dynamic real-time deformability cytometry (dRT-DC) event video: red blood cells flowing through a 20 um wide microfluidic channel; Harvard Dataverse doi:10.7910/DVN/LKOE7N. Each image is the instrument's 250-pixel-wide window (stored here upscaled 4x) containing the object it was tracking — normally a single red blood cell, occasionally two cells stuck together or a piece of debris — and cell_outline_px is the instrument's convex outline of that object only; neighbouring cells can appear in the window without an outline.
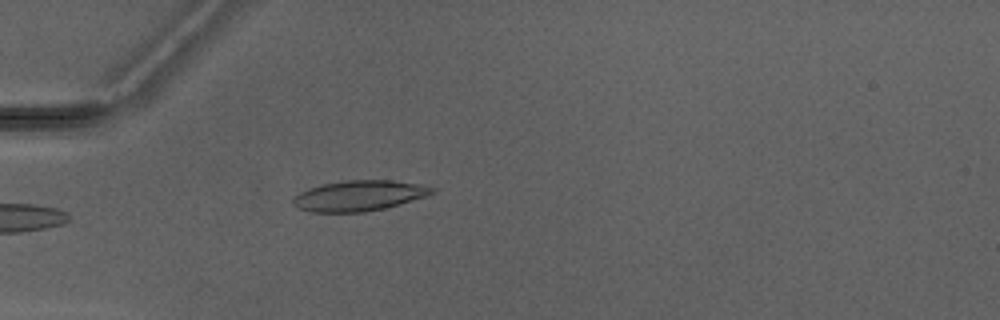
{"species": "Egyptian fruit bat (a non-hibernating species)", "species_latin": "Rousettus aegyptiacus", "temperature_condition": "warm", "stored_images_in_passage": 3, "camera_frame_rate_fps": 3000, "um_per_image_px": 0.085, "animal": {"sex": "male"}, "frame": {"image": 1, "passage_image": 3, "time_ms": 2.333, "image_size_px": [1000, 320], "cell_outline_px": [[436, 192], [428, 196], [384, 208], [364, 212], [312, 212], [300, 208], [292, 204], [292, 200], [300, 192], [308, 188], [320, 184], [344, 180], [392, 180], [424, 184], [436, 188]], "centroid_in_image_um": [30.57, 16.62], "position_along_channel_um": 54.4, "area_um2": 24.91}}